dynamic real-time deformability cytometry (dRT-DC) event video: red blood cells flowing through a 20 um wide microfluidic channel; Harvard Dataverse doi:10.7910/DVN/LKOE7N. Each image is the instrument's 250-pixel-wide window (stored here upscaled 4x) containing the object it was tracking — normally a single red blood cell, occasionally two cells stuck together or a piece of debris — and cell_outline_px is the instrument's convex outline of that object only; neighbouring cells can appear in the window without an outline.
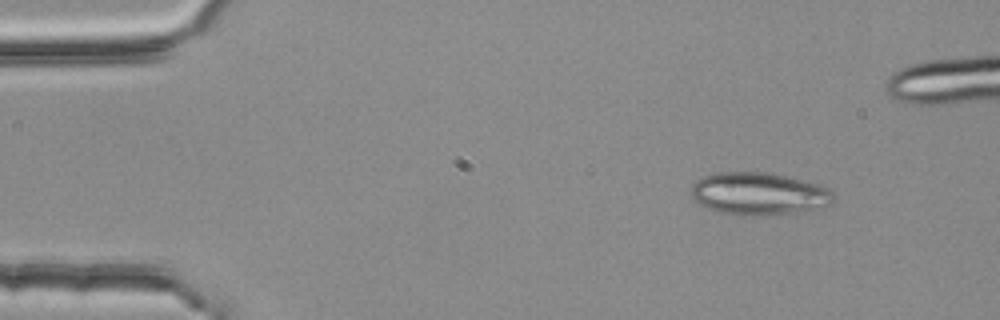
{"species": "common noctule bat (a hibernating species)", "species_latin": "Nyctalus noctula", "temperature_condition": "room temperature", "stored_images_in_passage": 4, "camera_frame_rate_fps": 3000, "um_per_image_px": 0.085, "animal": {"sex": "female", "body_mass_g": 25.1}, "frame": {"image": 1, "passage_image": 2, "time_ms": 0.333, "image_size_px": [1000, 320], "cell_outline_px": [[832, 204], [804, 212], [752, 216], [740, 216], [720, 212], [708, 208], [692, 200], [692, 184], [696, 180], [704, 176], [720, 172], [764, 172], [784, 176], [820, 184], [828, 188], [832, 192]], "centroid_in_image_um": [64.49, 16.48], "position_along_channel_um": 20.5, "area_um2": 35.37}}